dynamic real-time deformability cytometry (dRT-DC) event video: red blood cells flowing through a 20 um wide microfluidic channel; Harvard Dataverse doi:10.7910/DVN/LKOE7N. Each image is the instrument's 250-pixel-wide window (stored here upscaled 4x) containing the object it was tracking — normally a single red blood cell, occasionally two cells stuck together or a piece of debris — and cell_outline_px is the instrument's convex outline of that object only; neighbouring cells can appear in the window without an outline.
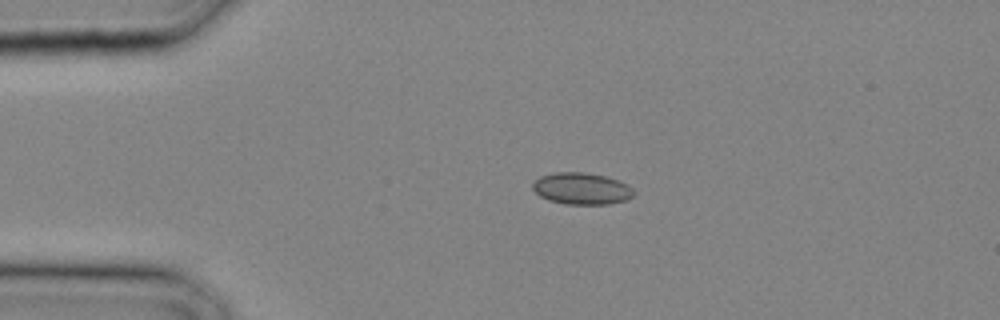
{"species": "common noctule bat (a hibernating species)", "species_latin": "Nyctalus noctula", "temperature_condition": "cold", "stored_images_in_passage": 16, "camera_frame_rate_fps": 3000, "um_per_image_px": 0.085, "animal": {"sex": "male", "body_mass_g": 20.4}, "frame": {"image": 1, "passage_image": 2, "time_ms": 0.333, "image_size_px": [1000, 320], "cell_outline_px": [[636, 192], [628, 200], [608, 204], [564, 204], [548, 200], [540, 196], [532, 188], [532, 184], [540, 176], [552, 172], [584, 172], [604, 176], [628, 184]], "centroid_in_image_um": [49.44, 16.03], "position_along_channel_um": 35.6, "area_um2": 18.79}}
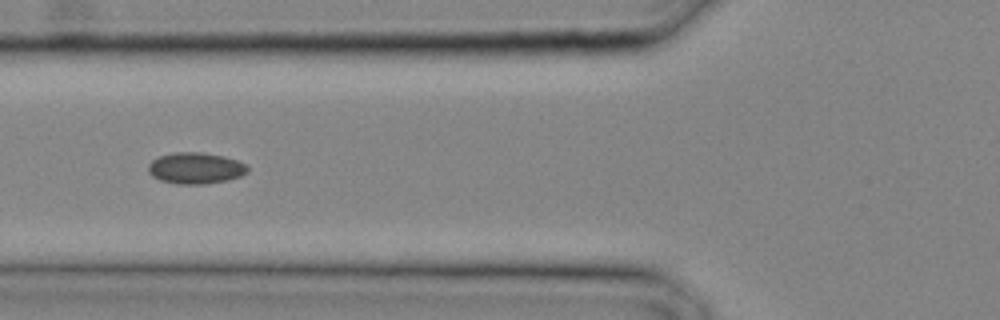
{"frame": {"image": 2, "passage_image": 7, "time_ms": 2.0, "image_size_px": [1000, 320], "cell_outline_px": [[248, 172], [240, 176], [228, 180], [204, 184], [176, 184], [160, 180], [152, 176], [148, 172], [148, 164], [152, 160], [160, 156], [172, 152], [204, 152], [224, 156], [248, 164]], "centroid_in_image_um": [16.63, 14.29], "position_along_channel_um": 109.2, "area_um2": 18.32}}
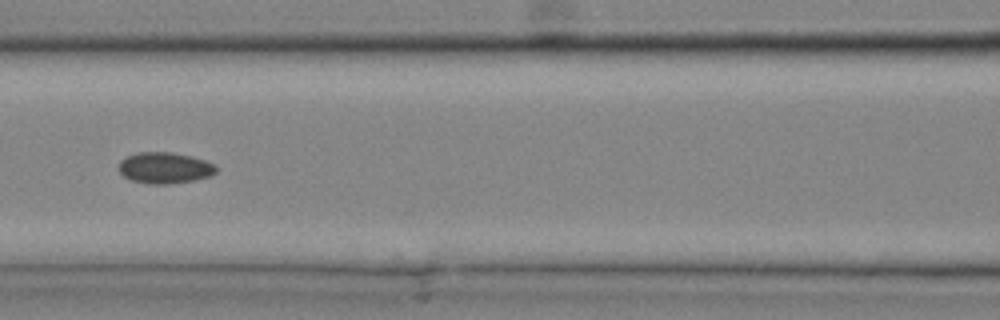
{"frame": {"image": 3, "passage_image": 9, "time_ms": 2.667, "image_size_px": [1000, 320], "cell_outline_px": [[216, 172], [212, 176], [192, 180], [168, 184], [148, 184], [132, 180], [124, 176], [120, 172], [120, 160], [136, 152], [172, 152], [192, 156], [216, 164]], "centroid_in_image_um": [14.03, 14.26], "position_along_channel_um": 152.6, "area_um2": 17.69}}